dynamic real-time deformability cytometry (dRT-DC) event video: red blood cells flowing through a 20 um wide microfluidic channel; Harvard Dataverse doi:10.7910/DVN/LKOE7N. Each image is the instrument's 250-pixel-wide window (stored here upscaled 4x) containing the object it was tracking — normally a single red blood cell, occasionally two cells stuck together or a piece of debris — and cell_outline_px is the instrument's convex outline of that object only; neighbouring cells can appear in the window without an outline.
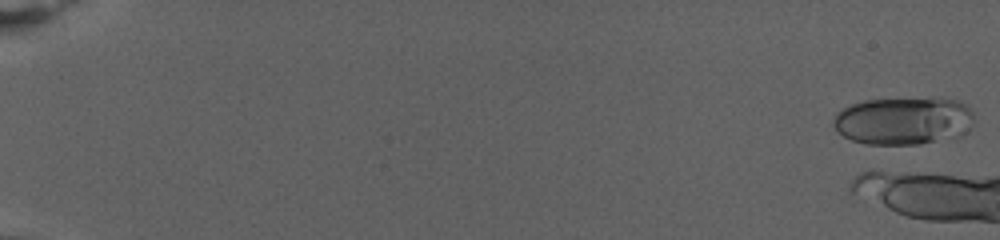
{"species": "human", "species_latin": "Homo sapiens", "temperature_condition": "warm", "stored_images_in_passage": 9, "camera_frame_rate_fps": 3000, "um_per_image_px": 0.085, "donor": {"sex": "female"}, "frame": {"image": 1, "passage_image": 1, "time_ms": 0.0, "image_size_px": [1000, 240], "cell_outline_px": [[972, 124], [960, 136], [920, 144], [868, 144], [852, 140], [844, 136], [836, 128], [832, 120], [836, 112], [852, 104], [864, 100], [956, 100], [964, 104], [972, 112]], "centroid_in_image_um": [76.76, 10.3], "position_along_channel_um": 8.2, "area_um2": 38.15}}